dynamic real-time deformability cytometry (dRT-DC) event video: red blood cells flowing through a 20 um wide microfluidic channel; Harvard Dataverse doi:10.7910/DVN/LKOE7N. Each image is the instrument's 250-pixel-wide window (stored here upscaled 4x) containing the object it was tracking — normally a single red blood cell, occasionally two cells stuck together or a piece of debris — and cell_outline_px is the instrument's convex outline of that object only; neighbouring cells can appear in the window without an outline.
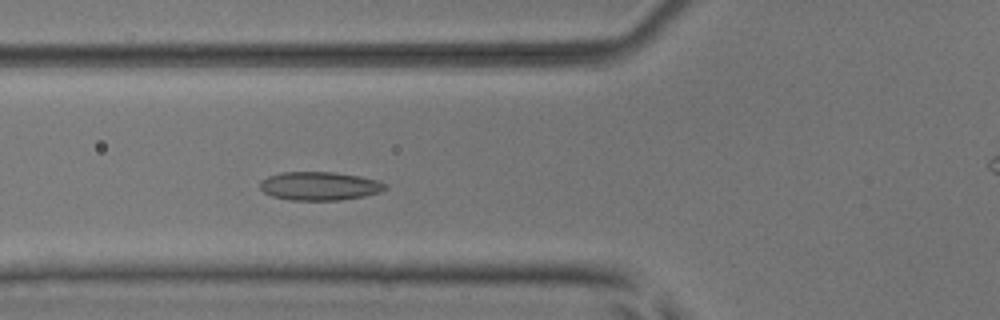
{"species": "common noctule bat (a hibernating species)", "species_latin": "Nyctalus noctula", "temperature_condition": "room temperature", "stored_images_in_passage": 51, "camera_frame_rate_fps": 3000, "um_per_image_px": 0.085, "animal": {"sex": "male", "body_mass_g": 17.9, "forearm_length_mm": 54.2}, "frame": {"image": 1, "passage_image": 17, "time_ms": 5.333, "image_size_px": [1000, 320], "cell_outline_px": [[388, 188], [380, 192], [364, 196], [340, 200], [288, 200], [272, 196], [264, 192], [260, 188], [260, 180], [268, 176], [280, 172], [336, 172], [360, 176], [380, 180], [388, 184]], "centroid_in_image_um": [27.19, 15.8], "position_along_channel_um": 98.6, "area_um2": 21.1}}
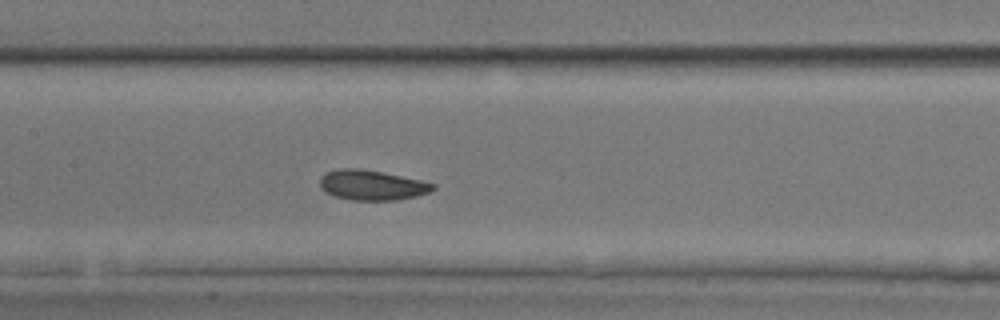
{"frame": {"image": 2, "passage_image": 23, "time_ms": 7.333, "image_size_px": [1000, 320], "cell_outline_px": [[436, 188], [428, 192], [416, 196], [396, 200], [352, 200], [332, 196], [324, 192], [320, 188], [320, 176], [328, 172], [344, 168], [360, 168], [420, 180], [436, 184]], "centroid_in_image_um": [31.58, 15.75], "position_along_channel_um": 175.8, "area_um2": 19.71}}
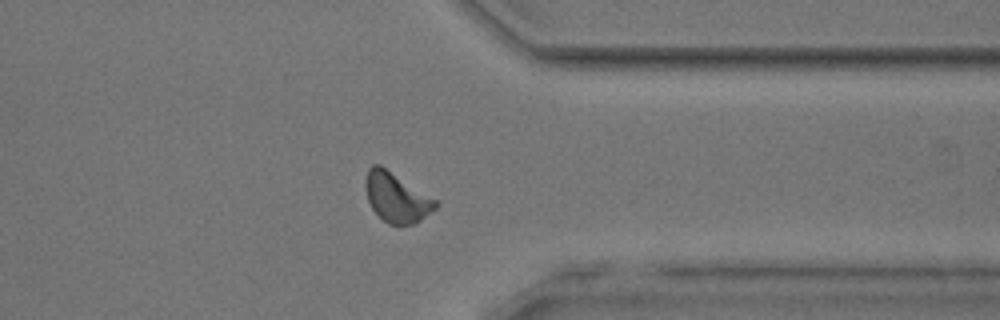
{"frame": {"image": 3, "passage_image": 39, "time_ms": 12.667, "image_size_px": [1000, 320], "cell_outline_px": [[440, 204], [432, 212], [416, 224], [400, 228], [388, 224], [372, 208], [368, 200], [364, 188], [364, 180], [368, 168], [372, 164], [380, 164], [436, 200]], "centroid_in_image_um": [33.7, 16.82], "position_along_channel_um": 377.7, "area_um2": 20.63}, "authors_computed_cell_mechanics": {"area_um2": 19.652, "velocity_mm_per_s": 3.8724, "shape_relaxation_time_tau1_ms": 3.6675, "shape_relaxation_time_tau2_ms": 5.0815, "deformation_change_tau1": 0.08, "deformation_change_tau2": 0.0886}}